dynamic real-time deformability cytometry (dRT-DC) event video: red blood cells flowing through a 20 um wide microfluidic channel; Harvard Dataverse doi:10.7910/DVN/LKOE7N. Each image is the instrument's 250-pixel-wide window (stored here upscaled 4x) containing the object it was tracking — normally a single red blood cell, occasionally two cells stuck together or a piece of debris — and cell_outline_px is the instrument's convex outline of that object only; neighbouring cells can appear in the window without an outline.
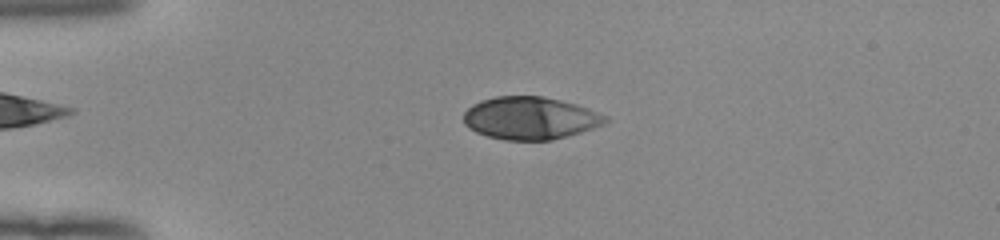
{"species": "human", "species_latin": "Homo sapiens", "temperature_condition": "room temperature", "stored_images_in_passage": 52, "camera_frame_rate_fps": 3000, "um_per_image_px": 0.085, "donor": {"sex": "female"}, "frame": {"image": 1, "passage_image": 13, "time_ms": 4.0, "image_size_px": [1000, 240], "cell_outline_px": [[608, 120], [604, 124], [568, 136], [552, 140], [504, 140], [488, 136], [476, 132], [468, 128], [464, 124], [464, 112], [472, 104], [480, 100], [496, 96], [544, 96], [576, 104], [588, 108], [608, 116]], "centroid_in_image_um": [45.05, 10.04], "position_along_channel_um": 39.9, "area_um2": 35.32}}
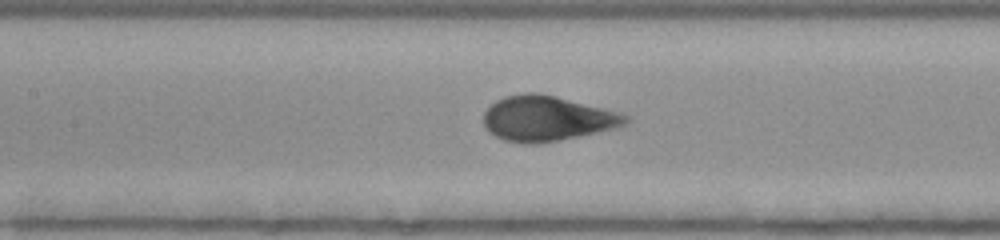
{"frame": {"image": 2, "passage_image": 25, "time_ms": 8.0, "image_size_px": [1000, 240], "cell_outline_px": [[632, 120], [628, 124], [620, 128], [544, 144], [524, 144], [504, 140], [488, 132], [484, 128], [484, 112], [496, 100], [504, 96], [524, 92], [536, 92], [556, 96], [620, 112], [628, 116]], "centroid_in_image_um": [46.54, 10.09], "position_along_channel_um": 160.9, "area_um2": 38.21}}
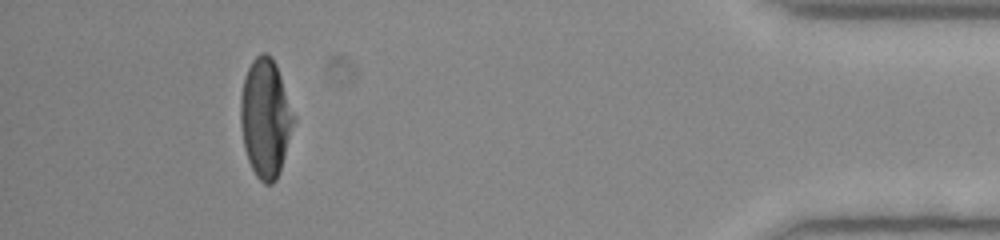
{"frame": {"image": 3, "passage_image": 48, "time_ms": 15.667, "image_size_px": [1000, 240], "cell_outline_px": [[296, 120], [280, 172], [276, 180], [272, 184], [264, 184], [256, 176], [248, 160], [244, 148], [240, 124], [240, 96], [244, 76], [252, 60], [260, 52], [264, 52], [276, 64], [296, 116]], "centroid_in_image_um": [22.57, 10.05], "position_along_channel_um": 412.6, "area_um2": 37.17}, "authors_computed_cell_mechanics": {"area_um2": 37.1365, "velocity_mm_per_s": 3.9819, "shape_relaxation_time_tau1_ms": 3.8323, "shape_relaxation_time_tau2_ms": null, "deformation_change_tau1": 0.225, "deformation_change_tau2": null}}